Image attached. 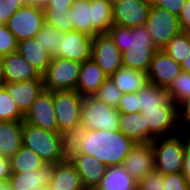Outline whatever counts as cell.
Here are the masks:
<instances>
[{
  "mask_svg": "<svg viewBox=\"0 0 190 190\" xmlns=\"http://www.w3.org/2000/svg\"><path fill=\"white\" fill-rule=\"evenodd\" d=\"M134 145L120 130H79L69 139L68 152L91 155L106 167L121 166Z\"/></svg>",
  "mask_w": 190,
  "mask_h": 190,
  "instance_id": "cell-1",
  "label": "cell"
},
{
  "mask_svg": "<svg viewBox=\"0 0 190 190\" xmlns=\"http://www.w3.org/2000/svg\"><path fill=\"white\" fill-rule=\"evenodd\" d=\"M107 34L122 53L123 67L147 73L150 62L158 49L146 30L145 24L132 28L113 25Z\"/></svg>",
  "mask_w": 190,
  "mask_h": 190,
  "instance_id": "cell-2",
  "label": "cell"
},
{
  "mask_svg": "<svg viewBox=\"0 0 190 190\" xmlns=\"http://www.w3.org/2000/svg\"><path fill=\"white\" fill-rule=\"evenodd\" d=\"M68 13L72 18V31L92 37L107 33L113 26V9L108 0H74Z\"/></svg>",
  "mask_w": 190,
  "mask_h": 190,
  "instance_id": "cell-3",
  "label": "cell"
},
{
  "mask_svg": "<svg viewBox=\"0 0 190 190\" xmlns=\"http://www.w3.org/2000/svg\"><path fill=\"white\" fill-rule=\"evenodd\" d=\"M22 145L38 154L47 164H56L67 158L69 140L59 132L23 121Z\"/></svg>",
  "mask_w": 190,
  "mask_h": 190,
  "instance_id": "cell-4",
  "label": "cell"
},
{
  "mask_svg": "<svg viewBox=\"0 0 190 190\" xmlns=\"http://www.w3.org/2000/svg\"><path fill=\"white\" fill-rule=\"evenodd\" d=\"M83 97L75 90L53 91L58 132L68 140L80 130Z\"/></svg>",
  "mask_w": 190,
  "mask_h": 190,
  "instance_id": "cell-5",
  "label": "cell"
},
{
  "mask_svg": "<svg viewBox=\"0 0 190 190\" xmlns=\"http://www.w3.org/2000/svg\"><path fill=\"white\" fill-rule=\"evenodd\" d=\"M155 169L164 175L182 172L184 162V129L176 135L157 137L152 142Z\"/></svg>",
  "mask_w": 190,
  "mask_h": 190,
  "instance_id": "cell-6",
  "label": "cell"
},
{
  "mask_svg": "<svg viewBox=\"0 0 190 190\" xmlns=\"http://www.w3.org/2000/svg\"><path fill=\"white\" fill-rule=\"evenodd\" d=\"M119 129L120 113L116 108L96 100L92 95L83 97L80 130L117 131Z\"/></svg>",
  "mask_w": 190,
  "mask_h": 190,
  "instance_id": "cell-7",
  "label": "cell"
},
{
  "mask_svg": "<svg viewBox=\"0 0 190 190\" xmlns=\"http://www.w3.org/2000/svg\"><path fill=\"white\" fill-rule=\"evenodd\" d=\"M82 63L61 57H52L42 75L43 88L48 91L75 90Z\"/></svg>",
  "mask_w": 190,
  "mask_h": 190,
  "instance_id": "cell-8",
  "label": "cell"
},
{
  "mask_svg": "<svg viewBox=\"0 0 190 190\" xmlns=\"http://www.w3.org/2000/svg\"><path fill=\"white\" fill-rule=\"evenodd\" d=\"M148 125V143L157 137L179 134L183 129L179 123L178 105L172 100L161 110L140 111Z\"/></svg>",
  "mask_w": 190,
  "mask_h": 190,
  "instance_id": "cell-9",
  "label": "cell"
},
{
  "mask_svg": "<svg viewBox=\"0 0 190 190\" xmlns=\"http://www.w3.org/2000/svg\"><path fill=\"white\" fill-rule=\"evenodd\" d=\"M145 26L158 50H163L169 41L181 31L178 16L155 5L150 8Z\"/></svg>",
  "mask_w": 190,
  "mask_h": 190,
  "instance_id": "cell-10",
  "label": "cell"
},
{
  "mask_svg": "<svg viewBox=\"0 0 190 190\" xmlns=\"http://www.w3.org/2000/svg\"><path fill=\"white\" fill-rule=\"evenodd\" d=\"M43 9L40 6L25 4L6 23L17 41L34 38L44 26Z\"/></svg>",
  "mask_w": 190,
  "mask_h": 190,
  "instance_id": "cell-11",
  "label": "cell"
},
{
  "mask_svg": "<svg viewBox=\"0 0 190 190\" xmlns=\"http://www.w3.org/2000/svg\"><path fill=\"white\" fill-rule=\"evenodd\" d=\"M91 58L107 77L123 67L122 53L107 33L97 34L93 37Z\"/></svg>",
  "mask_w": 190,
  "mask_h": 190,
  "instance_id": "cell-12",
  "label": "cell"
},
{
  "mask_svg": "<svg viewBox=\"0 0 190 190\" xmlns=\"http://www.w3.org/2000/svg\"><path fill=\"white\" fill-rule=\"evenodd\" d=\"M29 124L51 132H58L55 115L53 91L43 90L36 98L30 109L24 115Z\"/></svg>",
  "mask_w": 190,
  "mask_h": 190,
  "instance_id": "cell-13",
  "label": "cell"
},
{
  "mask_svg": "<svg viewBox=\"0 0 190 190\" xmlns=\"http://www.w3.org/2000/svg\"><path fill=\"white\" fill-rule=\"evenodd\" d=\"M151 6L147 0H121L112 6L113 25L128 28L144 25Z\"/></svg>",
  "mask_w": 190,
  "mask_h": 190,
  "instance_id": "cell-14",
  "label": "cell"
},
{
  "mask_svg": "<svg viewBox=\"0 0 190 190\" xmlns=\"http://www.w3.org/2000/svg\"><path fill=\"white\" fill-rule=\"evenodd\" d=\"M122 166L137 182L146 177L155 169L152 143H135Z\"/></svg>",
  "mask_w": 190,
  "mask_h": 190,
  "instance_id": "cell-15",
  "label": "cell"
},
{
  "mask_svg": "<svg viewBox=\"0 0 190 190\" xmlns=\"http://www.w3.org/2000/svg\"><path fill=\"white\" fill-rule=\"evenodd\" d=\"M181 66L163 50H157L147 71L149 83L167 89L181 73Z\"/></svg>",
  "mask_w": 190,
  "mask_h": 190,
  "instance_id": "cell-16",
  "label": "cell"
},
{
  "mask_svg": "<svg viewBox=\"0 0 190 190\" xmlns=\"http://www.w3.org/2000/svg\"><path fill=\"white\" fill-rule=\"evenodd\" d=\"M68 159L73 163L86 190H95L103 178L106 166L93 156L80 152H68Z\"/></svg>",
  "mask_w": 190,
  "mask_h": 190,
  "instance_id": "cell-17",
  "label": "cell"
},
{
  "mask_svg": "<svg viewBox=\"0 0 190 190\" xmlns=\"http://www.w3.org/2000/svg\"><path fill=\"white\" fill-rule=\"evenodd\" d=\"M93 37L80 32H65L64 40L57 49V57L83 63L91 58Z\"/></svg>",
  "mask_w": 190,
  "mask_h": 190,
  "instance_id": "cell-18",
  "label": "cell"
},
{
  "mask_svg": "<svg viewBox=\"0 0 190 190\" xmlns=\"http://www.w3.org/2000/svg\"><path fill=\"white\" fill-rule=\"evenodd\" d=\"M2 87L12 97L24 115L30 109L35 98L44 90L43 79L4 83Z\"/></svg>",
  "mask_w": 190,
  "mask_h": 190,
  "instance_id": "cell-19",
  "label": "cell"
},
{
  "mask_svg": "<svg viewBox=\"0 0 190 190\" xmlns=\"http://www.w3.org/2000/svg\"><path fill=\"white\" fill-rule=\"evenodd\" d=\"M48 190H86L81 177L68 157L53 164V173Z\"/></svg>",
  "mask_w": 190,
  "mask_h": 190,
  "instance_id": "cell-20",
  "label": "cell"
},
{
  "mask_svg": "<svg viewBox=\"0 0 190 190\" xmlns=\"http://www.w3.org/2000/svg\"><path fill=\"white\" fill-rule=\"evenodd\" d=\"M4 83L21 82L31 79H43L17 51L4 56Z\"/></svg>",
  "mask_w": 190,
  "mask_h": 190,
  "instance_id": "cell-21",
  "label": "cell"
},
{
  "mask_svg": "<svg viewBox=\"0 0 190 190\" xmlns=\"http://www.w3.org/2000/svg\"><path fill=\"white\" fill-rule=\"evenodd\" d=\"M53 173V164H46L37 171L11 172L8 180L11 190H29L48 186Z\"/></svg>",
  "mask_w": 190,
  "mask_h": 190,
  "instance_id": "cell-22",
  "label": "cell"
},
{
  "mask_svg": "<svg viewBox=\"0 0 190 190\" xmlns=\"http://www.w3.org/2000/svg\"><path fill=\"white\" fill-rule=\"evenodd\" d=\"M108 77L92 59L82 63L75 91L82 96L93 95Z\"/></svg>",
  "mask_w": 190,
  "mask_h": 190,
  "instance_id": "cell-23",
  "label": "cell"
},
{
  "mask_svg": "<svg viewBox=\"0 0 190 190\" xmlns=\"http://www.w3.org/2000/svg\"><path fill=\"white\" fill-rule=\"evenodd\" d=\"M23 121H0V155L11 158L22 146Z\"/></svg>",
  "mask_w": 190,
  "mask_h": 190,
  "instance_id": "cell-24",
  "label": "cell"
},
{
  "mask_svg": "<svg viewBox=\"0 0 190 190\" xmlns=\"http://www.w3.org/2000/svg\"><path fill=\"white\" fill-rule=\"evenodd\" d=\"M17 52L41 75L45 73L52 59V56L34 38L19 41Z\"/></svg>",
  "mask_w": 190,
  "mask_h": 190,
  "instance_id": "cell-25",
  "label": "cell"
},
{
  "mask_svg": "<svg viewBox=\"0 0 190 190\" xmlns=\"http://www.w3.org/2000/svg\"><path fill=\"white\" fill-rule=\"evenodd\" d=\"M122 94L137 93L149 84L146 72L122 67L110 76Z\"/></svg>",
  "mask_w": 190,
  "mask_h": 190,
  "instance_id": "cell-26",
  "label": "cell"
},
{
  "mask_svg": "<svg viewBox=\"0 0 190 190\" xmlns=\"http://www.w3.org/2000/svg\"><path fill=\"white\" fill-rule=\"evenodd\" d=\"M138 182L121 166H109L95 190H135Z\"/></svg>",
  "mask_w": 190,
  "mask_h": 190,
  "instance_id": "cell-27",
  "label": "cell"
},
{
  "mask_svg": "<svg viewBox=\"0 0 190 190\" xmlns=\"http://www.w3.org/2000/svg\"><path fill=\"white\" fill-rule=\"evenodd\" d=\"M135 143H148V125L142 113L120 114V129Z\"/></svg>",
  "mask_w": 190,
  "mask_h": 190,
  "instance_id": "cell-28",
  "label": "cell"
},
{
  "mask_svg": "<svg viewBox=\"0 0 190 190\" xmlns=\"http://www.w3.org/2000/svg\"><path fill=\"white\" fill-rule=\"evenodd\" d=\"M137 95L140 111L161 110V106H165L171 101L165 88L151 83L137 92Z\"/></svg>",
  "mask_w": 190,
  "mask_h": 190,
  "instance_id": "cell-29",
  "label": "cell"
},
{
  "mask_svg": "<svg viewBox=\"0 0 190 190\" xmlns=\"http://www.w3.org/2000/svg\"><path fill=\"white\" fill-rule=\"evenodd\" d=\"M46 164L38 154L23 145L10 158L11 172L37 171Z\"/></svg>",
  "mask_w": 190,
  "mask_h": 190,
  "instance_id": "cell-30",
  "label": "cell"
},
{
  "mask_svg": "<svg viewBox=\"0 0 190 190\" xmlns=\"http://www.w3.org/2000/svg\"><path fill=\"white\" fill-rule=\"evenodd\" d=\"M163 51L181 64L190 54V33L180 31L169 41Z\"/></svg>",
  "mask_w": 190,
  "mask_h": 190,
  "instance_id": "cell-31",
  "label": "cell"
},
{
  "mask_svg": "<svg viewBox=\"0 0 190 190\" xmlns=\"http://www.w3.org/2000/svg\"><path fill=\"white\" fill-rule=\"evenodd\" d=\"M64 36L65 32L44 25L34 39L40 43V46L44 48L48 54L52 57H57V49L64 40Z\"/></svg>",
  "mask_w": 190,
  "mask_h": 190,
  "instance_id": "cell-32",
  "label": "cell"
},
{
  "mask_svg": "<svg viewBox=\"0 0 190 190\" xmlns=\"http://www.w3.org/2000/svg\"><path fill=\"white\" fill-rule=\"evenodd\" d=\"M166 90L170 99L177 105L190 97V73L181 71Z\"/></svg>",
  "mask_w": 190,
  "mask_h": 190,
  "instance_id": "cell-33",
  "label": "cell"
},
{
  "mask_svg": "<svg viewBox=\"0 0 190 190\" xmlns=\"http://www.w3.org/2000/svg\"><path fill=\"white\" fill-rule=\"evenodd\" d=\"M24 114L12 97L0 87V121H23Z\"/></svg>",
  "mask_w": 190,
  "mask_h": 190,
  "instance_id": "cell-34",
  "label": "cell"
},
{
  "mask_svg": "<svg viewBox=\"0 0 190 190\" xmlns=\"http://www.w3.org/2000/svg\"><path fill=\"white\" fill-rule=\"evenodd\" d=\"M121 95L122 92L115 86L111 78L108 77L92 96L108 106L117 108Z\"/></svg>",
  "mask_w": 190,
  "mask_h": 190,
  "instance_id": "cell-35",
  "label": "cell"
},
{
  "mask_svg": "<svg viewBox=\"0 0 190 190\" xmlns=\"http://www.w3.org/2000/svg\"><path fill=\"white\" fill-rule=\"evenodd\" d=\"M44 24L59 31H72V18L67 12H53L50 8H42Z\"/></svg>",
  "mask_w": 190,
  "mask_h": 190,
  "instance_id": "cell-36",
  "label": "cell"
},
{
  "mask_svg": "<svg viewBox=\"0 0 190 190\" xmlns=\"http://www.w3.org/2000/svg\"><path fill=\"white\" fill-rule=\"evenodd\" d=\"M18 41L6 24H0V55L5 56L17 51Z\"/></svg>",
  "mask_w": 190,
  "mask_h": 190,
  "instance_id": "cell-37",
  "label": "cell"
},
{
  "mask_svg": "<svg viewBox=\"0 0 190 190\" xmlns=\"http://www.w3.org/2000/svg\"><path fill=\"white\" fill-rule=\"evenodd\" d=\"M165 175L154 169L146 177L141 179L137 186L141 190H163Z\"/></svg>",
  "mask_w": 190,
  "mask_h": 190,
  "instance_id": "cell-38",
  "label": "cell"
},
{
  "mask_svg": "<svg viewBox=\"0 0 190 190\" xmlns=\"http://www.w3.org/2000/svg\"><path fill=\"white\" fill-rule=\"evenodd\" d=\"M116 109L120 114L140 113L137 93L122 94Z\"/></svg>",
  "mask_w": 190,
  "mask_h": 190,
  "instance_id": "cell-39",
  "label": "cell"
},
{
  "mask_svg": "<svg viewBox=\"0 0 190 190\" xmlns=\"http://www.w3.org/2000/svg\"><path fill=\"white\" fill-rule=\"evenodd\" d=\"M163 190H190V184L182 172L165 175Z\"/></svg>",
  "mask_w": 190,
  "mask_h": 190,
  "instance_id": "cell-40",
  "label": "cell"
},
{
  "mask_svg": "<svg viewBox=\"0 0 190 190\" xmlns=\"http://www.w3.org/2000/svg\"><path fill=\"white\" fill-rule=\"evenodd\" d=\"M24 5L21 0H0V22L6 24L13 14Z\"/></svg>",
  "mask_w": 190,
  "mask_h": 190,
  "instance_id": "cell-41",
  "label": "cell"
},
{
  "mask_svg": "<svg viewBox=\"0 0 190 190\" xmlns=\"http://www.w3.org/2000/svg\"><path fill=\"white\" fill-rule=\"evenodd\" d=\"M179 123L182 129L190 130V97L178 104Z\"/></svg>",
  "mask_w": 190,
  "mask_h": 190,
  "instance_id": "cell-42",
  "label": "cell"
},
{
  "mask_svg": "<svg viewBox=\"0 0 190 190\" xmlns=\"http://www.w3.org/2000/svg\"><path fill=\"white\" fill-rule=\"evenodd\" d=\"M186 0H155L152 5L159 6L170 13L179 16Z\"/></svg>",
  "mask_w": 190,
  "mask_h": 190,
  "instance_id": "cell-43",
  "label": "cell"
},
{
  "mask_svg": "<svg viewBox=\"0 0 190 190\" xmlns=\"http://www.w3.org/2000/svg\"><path fill=\"white\" fill-rule=\"evenodd\" d=\"M182 173L190 184V130L184 129V162Z\"/></svg>",
  "mask_w": 190,
  "mask_h": 190,
  "instance_id": "cell-44",
  "label": "cell"
},
{
  "mask_svg": "<svg viewBox=\"0 0 190 190\" xmlns=\"http://www.w3.org/2000/svg\"><path fill=\"white\" fill-rule=\"evenodd\" d=\"M178 18L181 31L190 33V0H186Z\"/></svg>",
  "mask_w": 190,
  "mask_h": 190,
  "instance_id": "cell-45",
  "label": "cell"
},
{
  "mask_svg": "<svg viewBox=\"0 0 190 190\" xmlns=\"http://www.w3.org/2000/svg\"><path fill=\"white\" fill-rule=\"evenodd\" d=\"M74 0H49L42 8H50L53 12H67Z\"/></svg>",
  "mask_w": 190,
  "mask_h": 190,
  "instance_id": "cell-46",
  "label": "cell"
},
{
  "mask_svg": "<svg viewBox=\"0 0 190 190\" xmlns=\"http://www.w3.org/2000/svg\"><path fill=\"white\" fill-rule=\"evenodd\" d=\"M10 175V158L0 155V183L8 182Z\"/></svg>",
  "mask_w": 190,
  "mask_h": 190,
  "instance_id": "cell-47",
  "label": "cell"
},
{
  "mask_svg": "<svg viewBox=\"0 0 190 190\" xmlns=\"http://www.w3.org/2000/svg\"><path fill=\"white\" fill-rule=\"evenodd\" d=\"M181 70L190 73V54L186 59L180 64Z\"/></svg>",
  "mask_w": 190,
  "mask_h": 190,
  "instance_id": "cell-48",
  "label": "cell"
},
{
  "mask_svg": "<svg viewBox=\"0 0 190 190\" xmlns=\"http://www.w3.org/2000/svg\"><path fill=\"white\" fill-rule=\"evenodd\" d=\"M3 71H4V56L0 55V87H2V85L4 84Z\"/></svg>",
  "mask_w": 190,
  "mask_h": 190,
  "instance_id": "cell-49",
  "label": "cell"
},
{
  "mask_svg": "<svg viewBox=\"0 0 190 190\" xmlns=\"http://www.w3.org/2000/svg\"><path fill=\"white\" fill-rule=\"evenodd\" d=\"M49 0H29V4L43 7L48 3Z\"/></svg>",
  "mask_w": 190,
  "mask_h": 190,
  "instance_id": "cell-50",
  "label": "cell"
},
{
  "mask_svg": "<svg viewBox=\"0 0 190 190\" xmlns=\"http://www.w3.org/2000/svg\"><path fill=\"white\" fill-rule=\"evenodd\" d=\"M0 190H11L8 182L0 183Z\"/></svg>",
  "mask_w": 190,
  "mask_h": 190,
  "instance_id": "cell-51",
  "label": "cell"
},
{
  "mask_svg": "<svg viewBox=\"0 0 190 190\" xmlns=\"http://www.w3.org/2000/svg\"><path fill=\"white\" fill-rule=\"evenodd\" d=\"M29 190H48V186H37Z\"/></svg>",
  "mask_w": 190,
  "mask_h": 190,
  "instance_id": "cell-52",
  "label": "cell"
},
{
  "mask_svg": "<svg viewBox=\"0 0 190 190\" xmlns=\"http://www.w3.org/2000/svg\"><path fill=\"white\" fill-rule=\"evenodd\" d=\"M121 0H108V2L113 6L114 4L120 2Z\"/></svg>",
  "mask_w": 190,
  "mask_h": 190,
  "instance_id": "cell-53",
  "label": "cell"
},
{
  "mask_svg": "<svg viewBox=\"0 0 190 190\" xmlns=\"http://www.w3.org/2000/svg\"><path fill=\"white\" fill-rule=\"evenodd\" d=\"M24 4H29V0H21Z\"/></svg>",
  "mask_w": 190,
  "mask_h": 190,
  "instance_id": "cell-54",
  "label": "cell"
},
{
  "mask_svg": "<svg viewBox=\"0 0 190 190\" xmlns=\"http://www.w3.org/2000/svg\"><path fill=\"white\" fill-rule=\"evenodd\" d=\"M148 2H150L151 4L155 1V0H147Z\"/></svg>",
  "mask_w": 190,
  "mask_h": 190,
  "instance_id": "cell-55",
  "label": "cell"
}]
</instances>
